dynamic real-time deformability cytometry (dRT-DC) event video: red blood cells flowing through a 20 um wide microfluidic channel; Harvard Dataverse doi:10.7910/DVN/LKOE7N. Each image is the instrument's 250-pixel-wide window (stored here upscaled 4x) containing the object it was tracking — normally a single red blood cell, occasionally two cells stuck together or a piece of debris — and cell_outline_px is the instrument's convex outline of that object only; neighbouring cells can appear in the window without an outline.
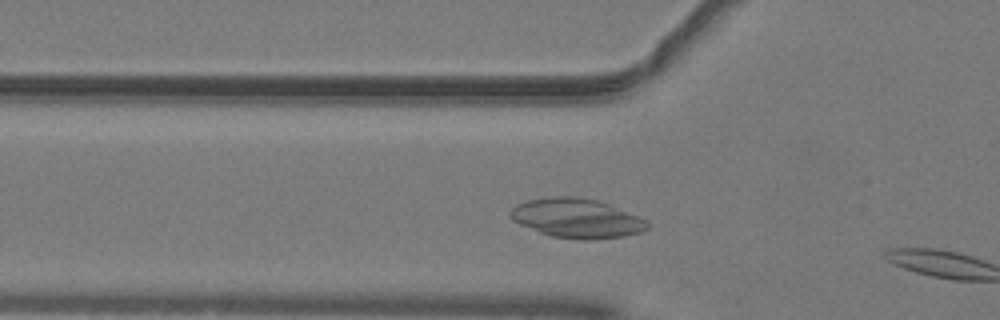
{"species": "common noctule bat (a hibernating species)", "species_latin": "Nyctalus noctula", "temperature_condition": "warm", "stored_images_in_passage": 8, "camera_frame_rate_fps": 3000, "um_per_image_px": 0.085, "animal": {"sex": "male", "body_mass_g": 19.2, "forearm_length_mm": 51.8}, "frame": {"image": 1, "passage_image": 7, "time_ms": 2.0, "image_size_px": [1000, 320], "cell_outline_px": [[648, 228], [644, 232], [624, 236], [592, 240], [580, 240], [552, 236], [540, 232], [520, 224], [512, 220], [508, 216], [508, 212], [516, 204], [528, 200], [552, 196], [576, 196], [596, 200], [608, 204], [636, 216], [644, 220], [648, 224]], "centroid_in_image_um": [48.98, 18.55], "position_along_channel_um": 76.8, "area_um2": 31.33}}